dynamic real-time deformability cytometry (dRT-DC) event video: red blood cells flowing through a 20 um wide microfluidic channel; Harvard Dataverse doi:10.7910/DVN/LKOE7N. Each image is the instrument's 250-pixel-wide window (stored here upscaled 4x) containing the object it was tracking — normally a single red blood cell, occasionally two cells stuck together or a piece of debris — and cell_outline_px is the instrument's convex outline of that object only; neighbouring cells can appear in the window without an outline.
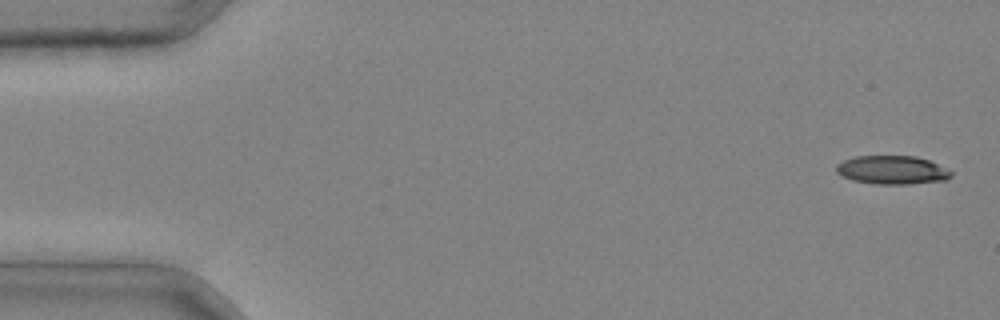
{"species": "common noctule bat (a hibernating species)", "species_latin": "Nyctalus noctula", "temperature_condition": "cold", "stored_images_in_passage": 4, "camera_frame_rate_fps": 3000, "um_per_image_px": 0.085, "animal": {"sex": "male", "body_mass_g": 20.4}, "frame": {"image": 1, "passage_image": 1, "time_ms": 0.0, "image_size_px": [1000, 320], "cell_outline_px": [[952, 176], [948, 180], [908, 184], [876, 184], [852, 180], [836, 172], [836, 164], [844, 160], [856, 156], [916, 156], [928, 160], [948, 168], [952, 172]], "centroid_in_image_um": [75.87, 14.45], "position_along_channel_um": 9.1, "area_um2": 19.19}}
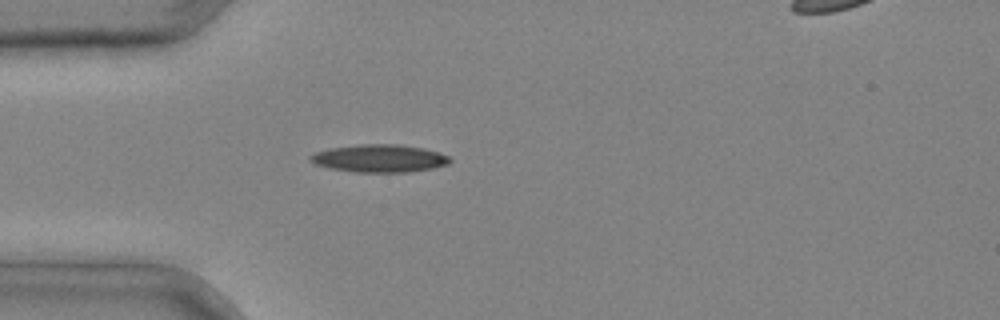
{"frame": {"image": 2, "passage_image": 4, "time_ms": 1.0, "image_size_px": [1000, 320], "cell_outline_px": [[452, 160], [448, 164], [432, 168], [408, 172], [356, 172], [332, 168], [316, 164], [308, 160], [308, 156], [316, 152], [328, 148], [360, 144], [400, 144], [424, 148], [440, 152], [448, 156]], "centroid_in_image_um": [32.26, 13.45], "position_along_channel_um": 52.7, "area_um2": 22.6}}